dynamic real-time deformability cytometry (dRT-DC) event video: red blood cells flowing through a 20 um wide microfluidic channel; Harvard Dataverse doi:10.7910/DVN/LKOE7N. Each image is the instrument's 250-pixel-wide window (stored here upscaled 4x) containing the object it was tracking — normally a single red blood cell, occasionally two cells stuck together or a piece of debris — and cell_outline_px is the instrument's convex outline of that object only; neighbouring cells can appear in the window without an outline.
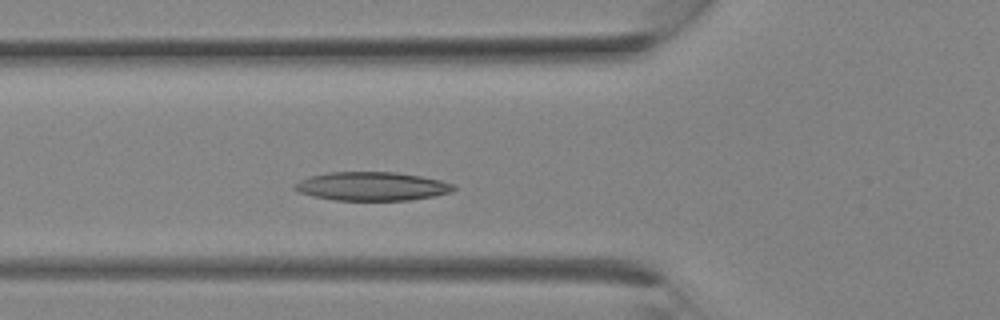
{"species": "Egyptian fruit bat (a non-hibernating species)", "species_latin": "Rousettus aegyptiacus", "temperature_condition": "room temperature", "stored_images_in_passage": 10, "camera_frame_rate_fps": 3000, "um_per_image_px": 0.085, "animal": {"sex": "female"}, "frame": {"image": 1, "passage_image": 3, "time_ms": 0.667, "image_size_px": [1000, 320], "cell_outline_px": [[456, 188], [452, 192], [432, 196], [408, 200], [336, 200], [316, 196], [300, 192], [292, 188], [292, 184], [300, 180], [312, 176], [328, 172], [396, 172], [420, 176], [440, 180], [456, 184]], "centroid_in_image_um": [31.63, 15.83], "position_along_channel_um": 94.2, "area_um2": 26.41}}
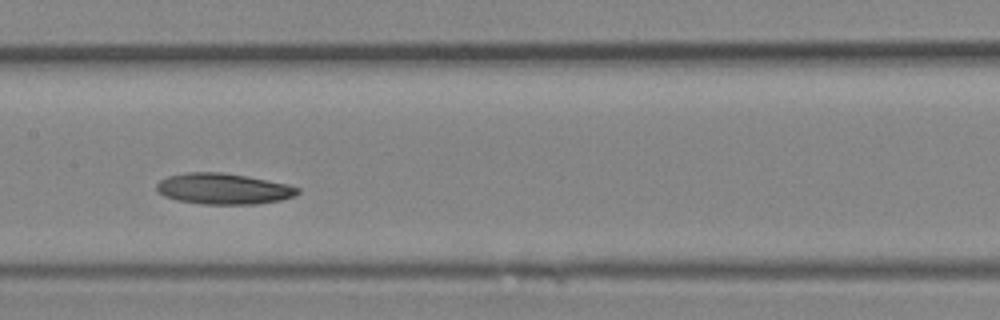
{"frame": {"image": 2, "passage_image": 7, "time_ms": 2.0, "image_size_px": [1000, 320], "cell_outline_px": [[300, 192], [296, 196], [280, 200], [256, 204], [200, 204], [176, 200], [164, 196], [156, 192], [156, 184], [160, 180], [168, 176], [184, 172], [220, 172], [248, 176], [288, 184], [300, 188]], "centroid_in_image_um": [18.98, 16.04], "position_along_channel_um": 188.4, "area_um2": 25.72}}
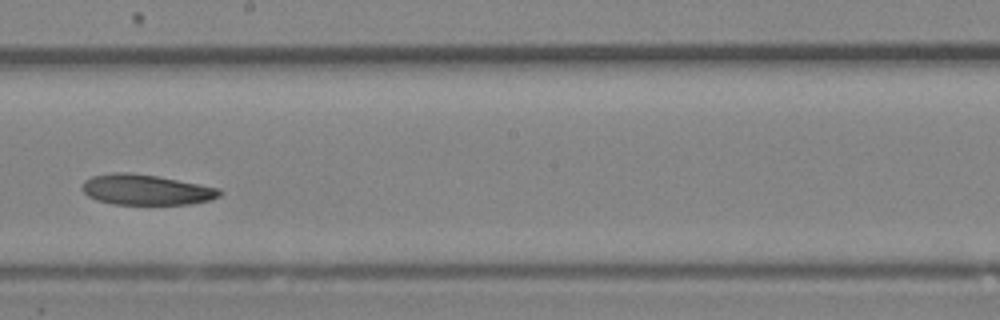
{"frame": {"image": 3, "passage_image": 9, "time_ms": 2.667, "image_size_px": [1000, 320], "cell_outline_px": [[220, 196], [212, 200], [192, 204], [112, 204], [96, 200], [88, 196], [80, 188], [84, 180], [92, 176], [112, 172], [128, 172], [156, 176], [220, 188]], "centroid_in_image_um": [12.38, 16.13], "position_along_channel_um": 235.8, "area_um2": 24.45}}